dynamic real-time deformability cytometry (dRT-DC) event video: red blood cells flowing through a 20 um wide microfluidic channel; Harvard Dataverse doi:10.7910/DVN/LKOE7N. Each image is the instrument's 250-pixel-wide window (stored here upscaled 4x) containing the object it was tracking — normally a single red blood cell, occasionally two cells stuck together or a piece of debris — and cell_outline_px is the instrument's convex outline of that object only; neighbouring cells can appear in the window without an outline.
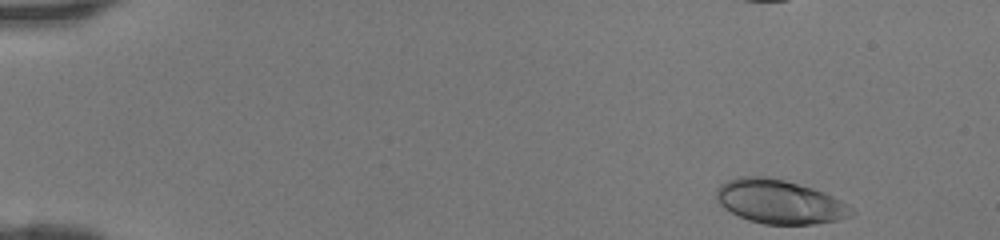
{"species": "human", "species_latin": "Homo sapiens", "temperature_condition": "room temperature", "stored_images_in_passage": 42, "camera_frame_rate_fps": 3000, "um_per_image_px": 0.085, "donor": {"sex": "female"}, "frame": {"image": 1, "passage_image": 1, "time_ms": 0.0, "image_size_px": [1000, 240], "cell_outline_px": [[856, 212], [852, 216], [836, 220], [816, 224], [764, 224], [748, 220], [724, 208], [720, 204], [716, 196], [716, 188], [720, 184], [728, 180], [740, 176], [768, 176], [784, 180], [812, 188], [824, 192], [848, 204]], "centroid_in_image_um": [66.27, 17.14], "position_along_channel_um": 18.7, "area_um2": 34.56}}